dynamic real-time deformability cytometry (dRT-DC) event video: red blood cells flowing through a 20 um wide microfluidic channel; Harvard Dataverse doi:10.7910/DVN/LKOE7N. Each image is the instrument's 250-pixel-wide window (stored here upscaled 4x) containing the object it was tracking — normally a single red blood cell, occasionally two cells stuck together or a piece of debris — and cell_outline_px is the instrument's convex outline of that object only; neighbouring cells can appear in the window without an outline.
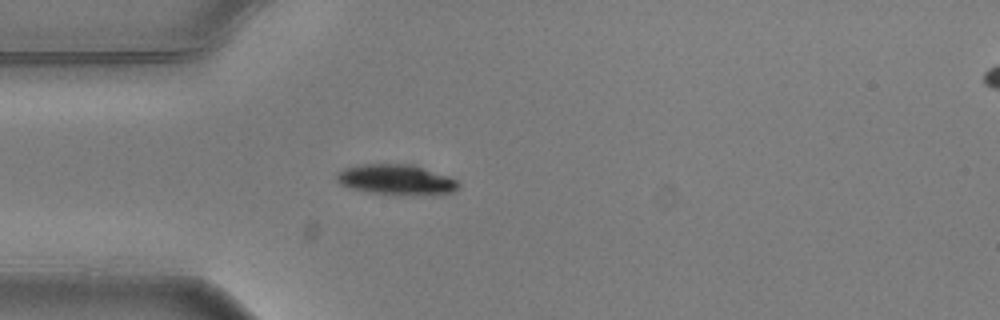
{"species": "common noctule bat (a hibernating species)", "species_latin": "Nyctalus noctula", "temperature_condition": "warm", "stored_images_in_passage": 4, "camera_frame_rate_fps": 3000, "um_per_image_px": 0.085, "animal": {"sex": "male", "body_mass_g": 20.5, "forearm_length_mm": 52.5}, "frame": {"image": 1, "passage_image": 4, "time_ms": 1.0, "image_size_px": [1000, 320], "cell_outline_px": [[460, 188], [452, 192], [368, 192], [352, 188], [340, 184], [336, 180], [336, 172], [344, 168], [364, 164], [412, 164], [448, 176], [456, 180], [460, 184]], "centroid_in_image_um": [33.61, 15.21], "position_along_channel_um": 51.4, "area_um2": 20.4}}